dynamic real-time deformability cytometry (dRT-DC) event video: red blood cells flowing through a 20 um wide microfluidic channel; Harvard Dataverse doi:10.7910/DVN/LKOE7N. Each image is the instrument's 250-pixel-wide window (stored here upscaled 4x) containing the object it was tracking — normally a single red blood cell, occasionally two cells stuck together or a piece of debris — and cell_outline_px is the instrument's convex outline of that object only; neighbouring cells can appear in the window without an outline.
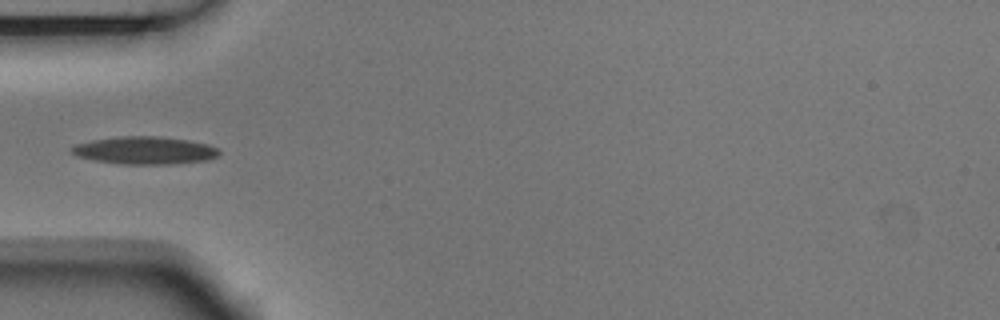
{"species": "Egyptian fruit bat (a non-hibernating species)", "species_latin": "Rousettus aegyptiacus", "temperature_condition": "room temperature", "stored_images_in_passage": 4, "camera_frame_rate_fps": 3000, "um_per_image_px": 0.085, "animal": {"sex": "male"}, "frame": {"image": 1, "passage_image": 3, "time_ms": 0.667, "image_size_px": [1000, 320], "cell_outline_px": [[220, 152], [216, 156], [208, 160], [168, 164], [120, 164], [92, 160], [76, 156], [68, 152], [68, 148], [76, 144], [92, 140], [120, 136], [160, 136], [188, 140], [208, 144], [216, 148]], "centroid_in_image_um": [12.23, 12.78], "position_along_channel_um": 72.8, "area_um2": 23.93}}
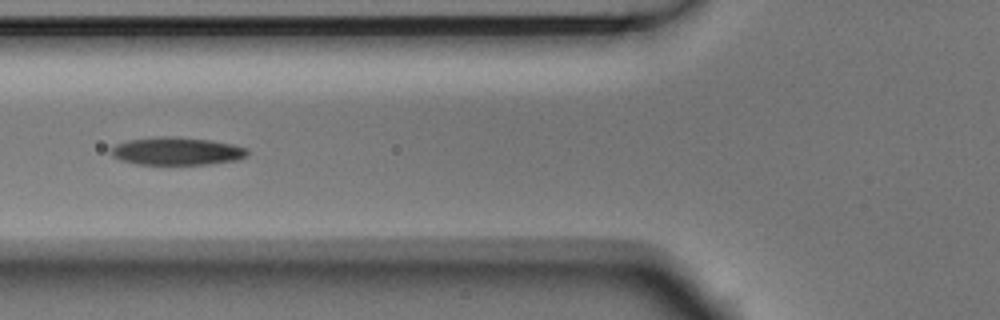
{"frame": {"image": 2, "passage_image": 4, "time_ms": 1.0, "image_size_px": [1000, 320], "cell_outline_px": [[248, 156], [236, 160], [208, 164], [136, 164], [120, 160], [112, 156], [112, 148], [116, 144], [128, 140], [160, 136], [176, 136], [212, 140], [232, 144], [248, 148]], "centroid_in_image_um": [15.05, 12.84], "position_along_channel_um": 110.8, "area_um2": 22.2}}